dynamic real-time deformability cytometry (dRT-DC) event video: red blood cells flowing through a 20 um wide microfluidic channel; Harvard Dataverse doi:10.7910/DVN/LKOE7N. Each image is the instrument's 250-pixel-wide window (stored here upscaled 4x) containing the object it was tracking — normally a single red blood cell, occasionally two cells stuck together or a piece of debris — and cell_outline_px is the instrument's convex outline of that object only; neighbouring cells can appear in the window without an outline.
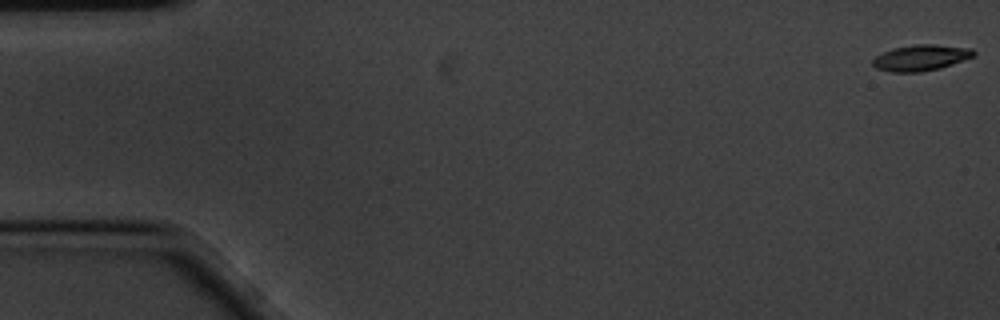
{"species": "common noctule bat (a hibernating species)", "species_latin": "Nyctalus noctula", "temperature_condition": "cold", "stored_images_in_passage": 4, "camera_frame_rate_fps": 3000, "um_per_image_px": 0.085, "animal": {"sex": "male", "body_mass_g": 20.1, "forearm_length_mm": 53.5}, "frame": {"image": 1, "passage_image": 1, "time_ms": 0.0, "image_size_px": [1000, 320], "cell_outline_px": [[976, 56], [940, 68], [920, 72], [892, 72], [876, 68], [872, 64], [872, 60], [876, 56], [892, 48], [916, 44], [932, 44], [972, 48], [976, 52]], "centroid_in_image_um": [78.3, 4.9], "position_along_channel_um": 6.7, "area_um2": 15.32}}